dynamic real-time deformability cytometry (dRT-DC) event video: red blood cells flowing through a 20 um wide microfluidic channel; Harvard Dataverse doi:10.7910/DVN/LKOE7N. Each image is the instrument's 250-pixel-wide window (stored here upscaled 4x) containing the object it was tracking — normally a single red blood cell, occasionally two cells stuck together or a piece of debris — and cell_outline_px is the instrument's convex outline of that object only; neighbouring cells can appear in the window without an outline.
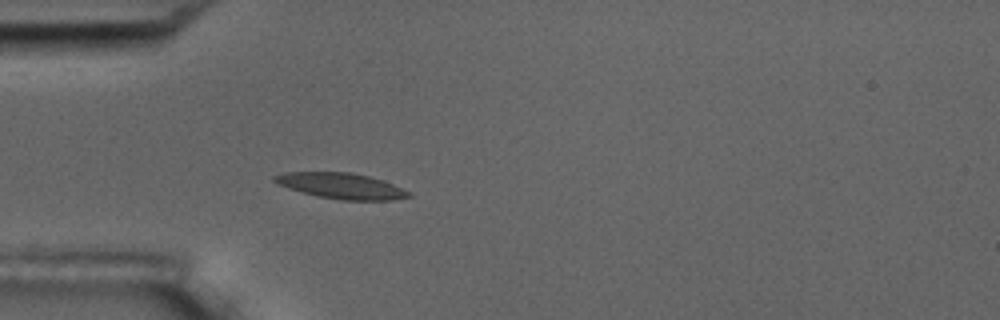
{"species": "common noctule bat (a hibernating species)", "species_latin": "Nyctalus noctula", "temperature_condition": "room temperature", "stored_images_in_passage": 2, "camera_frame_rate_fps": 3000, "um_per_image_px": 0.085, "animal": {"sex": "male", "body_mass_g": 17.5, "forearm_length_mm": 52.3}, "frame": {"image": 1, "passage_image": 2, "time_ms": 1.333, "image_size_px": [1000, 320], "cell_outline_px": [[412, 196], [392, 200], [340, 200], [316, 196], [288, 188], [276, 184], [272, 180], [272, 176], [284, 172], [352, 172], [368, 176], [392, 184], [412, 192]], "centroid_in_image_um": [28.97, 15.8], "position_along_channel_um": 56.0, "area_um2": 20.23}}